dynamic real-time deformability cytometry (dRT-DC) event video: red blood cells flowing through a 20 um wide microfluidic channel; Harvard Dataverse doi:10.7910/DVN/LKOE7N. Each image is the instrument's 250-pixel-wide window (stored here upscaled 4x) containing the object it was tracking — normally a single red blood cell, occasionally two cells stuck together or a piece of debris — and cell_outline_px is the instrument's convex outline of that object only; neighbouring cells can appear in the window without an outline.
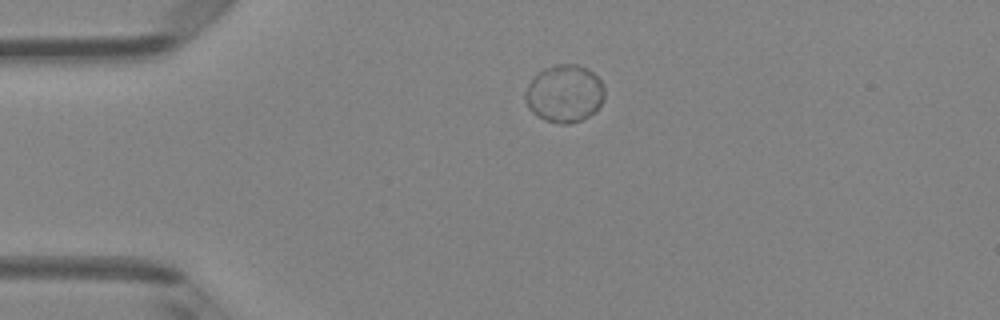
{"species": "Egyptian fruit bat (a non-hibernating species)", "species_latin": "Rousettus aegyptiacus", "temperature_condition": "room temperature", "stored_images_in_passage": 5, "camera_frame_rate_fps": 3000, "um_per_image_px": 0.085, "animal": {"sex": "female"}, "frame": {"image": 1, "passage_image": 5, "time_ms": 5.667, "image_size_px": [1000, 320], "cell_outline_px": [[604, 100], [596, 112], [580, 120], [568, 124], [560, 124], [544, 120], [536, 116], [528, 108], [524, 100], [524, 92], [532, 76], [544, 68], [556, 64], [576, 64], [588, 68], [604, 84]], "centroid_in_image_um": [47.96, 7.95], "position_along_channel_um": 37.0, "area_um2": 27.11}}